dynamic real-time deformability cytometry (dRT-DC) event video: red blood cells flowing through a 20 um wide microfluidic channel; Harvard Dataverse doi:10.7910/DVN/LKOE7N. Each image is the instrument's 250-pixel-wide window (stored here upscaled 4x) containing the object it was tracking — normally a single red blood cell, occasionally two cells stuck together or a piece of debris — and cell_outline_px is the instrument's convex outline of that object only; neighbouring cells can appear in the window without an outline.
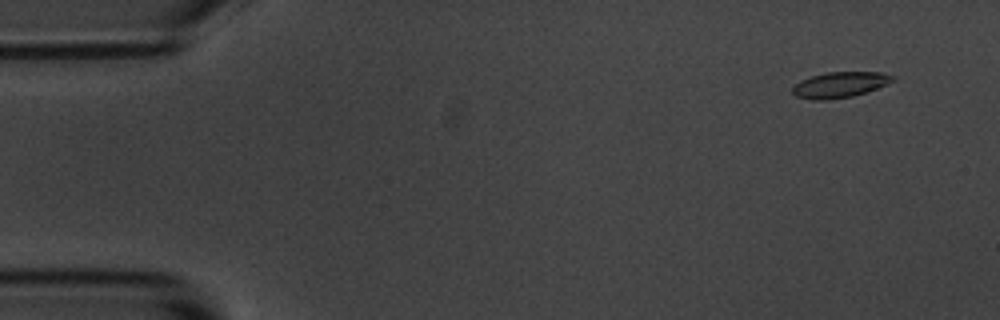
{"species": "common noctule bat (a hibernating species)", "species_latin": "Nyctalus noctula", "temperature_condition": "room temperature", "stored_images_in_passage": 6, "camera_frame_rate_fps": 3000, "um_per_image_px": 0.085, "animal": {"sex": "male", "body_mass_g": 20.1, "forearm_length_mm": 53.5}, "frame": {"image": 1, "passage_image": 2, "time_ms": 1.0, "image_size_px": [1000, 320], "cell_outline_px": [[896, 80], [888, 84], [868, 92], [852, 96], [828, 100], [812, 100], [796, 96], [792, 92], [792, 84], [800, 80], [812, 76], [828, 72], [880, 72], [896, 76]], "centroid_in_image_um": [71.4, 7.21], "position_along_channel_um": 13.6, "area_um2": 15.26}}
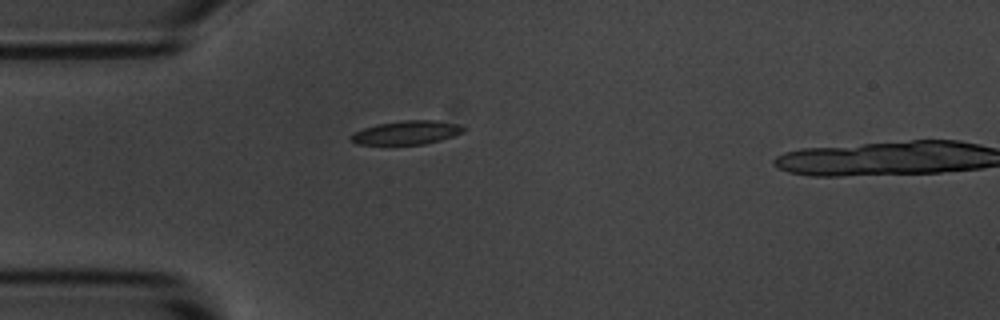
{"frame": {"image": 2, "passage_image": 5, "time_ms": 4.667, "image_size_px": [1000, 320], "cell_outline_px": [[464, 132], [440, 140], [424, 144], [356, 144], [348, 140], [348, 136], [352, 132], [376, 124], [404, 120], [432, 120], [460, 124], [464, 128]], "centroid_in_image_um": [34.5, 11.27], "position_along_channel_um": 50.5, "area_um2": 15.61}}